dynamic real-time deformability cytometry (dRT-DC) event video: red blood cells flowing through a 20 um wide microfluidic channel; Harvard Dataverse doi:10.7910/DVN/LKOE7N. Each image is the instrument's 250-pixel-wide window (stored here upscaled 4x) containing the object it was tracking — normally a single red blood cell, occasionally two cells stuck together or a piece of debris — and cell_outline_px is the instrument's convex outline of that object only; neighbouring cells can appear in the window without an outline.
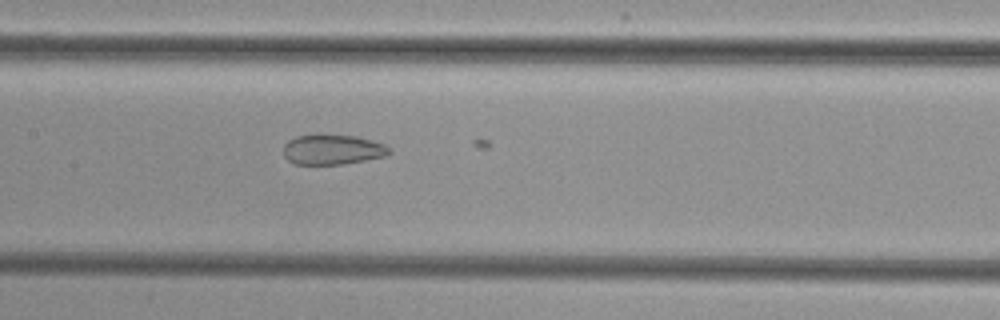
{"species": "common noctule bat (a hibernating species)", "species_latin": "Nyctalus noctula", "temperature_condition": "cold", "stored_images_in_passage": 9, "camera_frame_rate_fps": 3000, "um_per_image_px": 0.085, "animal": {"sex": "female", "body_mass_g": 29.2, "forearm_length_mm": 56.3}, "frame": {"image": 1, "passage_image": 8, "time_ms": 2.333, "image_size_px": [1000, 320], "cell_outline_px": [[392, 152], [388, 156], [344, 164], [292, 164], [284, 156], [284, 144], [288, 140], [296, 136], [356, 136], [372, 140], [384, 144], [392, 148]], "centroid_in_image_um": [28.31, 12.74], "position_along_channel_um": 179.1, "area_um2": 18.44}}